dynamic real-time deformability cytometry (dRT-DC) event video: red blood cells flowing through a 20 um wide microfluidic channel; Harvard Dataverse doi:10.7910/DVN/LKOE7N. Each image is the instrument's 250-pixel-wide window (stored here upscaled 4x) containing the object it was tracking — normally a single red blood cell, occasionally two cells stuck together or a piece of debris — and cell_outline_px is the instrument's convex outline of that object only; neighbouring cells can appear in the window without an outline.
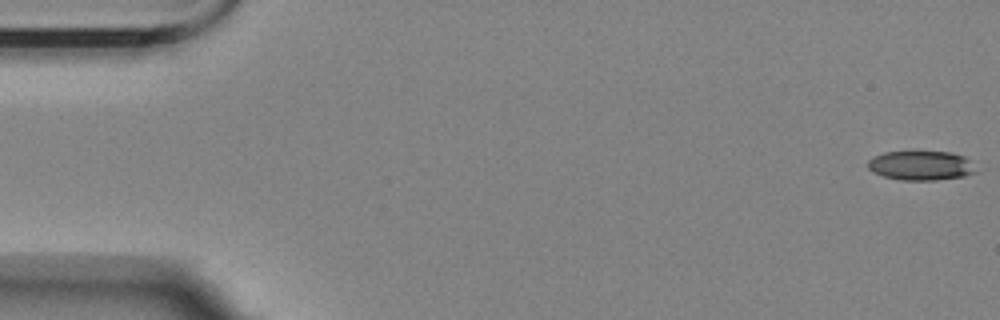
{"species": "Egyptian fruit bat (a non-hibernating species)", "species_latin": "Rousettus aegyptiacus", "temperature_condition": "room temperature", "stored_images_in_passage": 58, "camera_frame_rate_fps": 3000, "um_per_image_px": 0.085, "animal": {"sex": "female"}, "frame": {"image": 1, "passage_image": 1, "time_ms": 0.0, "image_size_px": [1000, 320], "cell_outline_px": [[976, 172], [964, 176], [936, 180], [900, 180], [884, 176], [872, 172], [868, 168], [868, 160], [872, 156], [884, 152], [952, 152], [964, 156], [968, 160]], "centroid_in_image_um": [78.23, 14.07], "position_along_channel_um": 6.8, "area_um2": 18.38}}
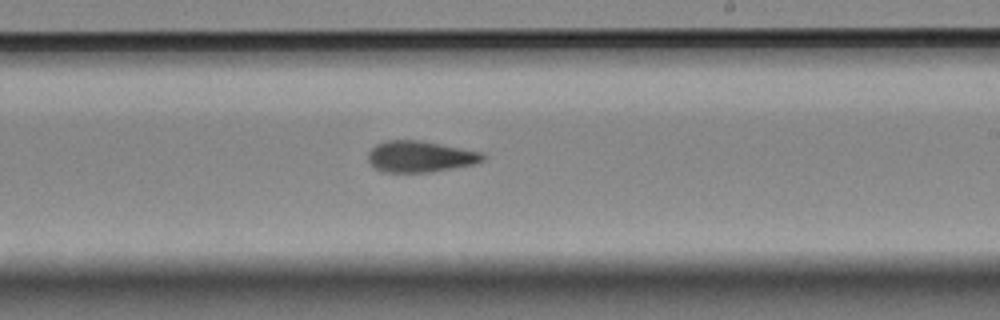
{"frame": {"image": 2, "passage_image": 34, "time_ms": 11.0, "image_size_px": [1000, 320], "cell_outline_px": [[484, 160], [476, 164], [432, 172], [384, 172], [376, 168], [368, 160], [368, 152], [376, 144], [384, 140], [420, 140], [484, 152]], "centroid_in_image_um": [35.74, 13.3], "position_along_channel_um": 253.3, "area_um2": 21.04}}
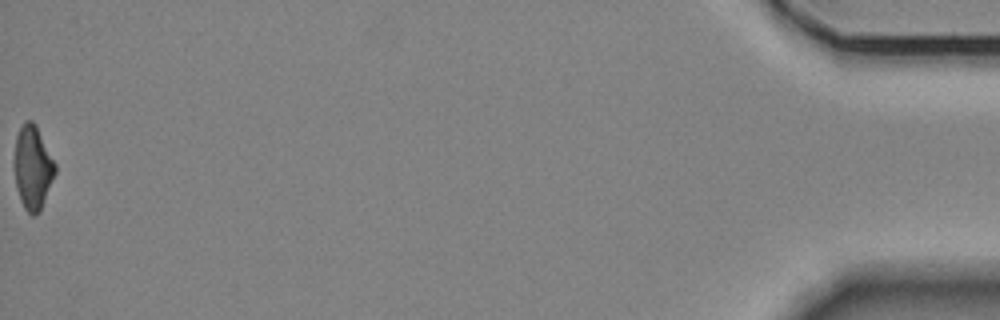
{"frame": {"image": 3, "passage_image": 58, "time_ms": 19.0, "image_size_px": [1000, 320], "cell_outline_px": [[56, 172], [40, 212], [36, 216], [32, 216], [24, 208], [20, 200], [16, 188], [16, 136], [24, 120], [32, 120], [36, 124], [56, 164]], "centroid_in_image_um": [2.81, 14.26], "position_along_channel_um": 432.4, "area_um2": 19.71}, "authors_computed_cell_mechanics": {"area_um2": 20.4901, "velocity_mm_per_s": 3.4735, "shape_relaxation_time_tau1_ms": null, "shape_relaxation_time_tau2_ms": 5.7329, "deformation_change_tau1": null, "deformation_change_tau2": 0.1366}}